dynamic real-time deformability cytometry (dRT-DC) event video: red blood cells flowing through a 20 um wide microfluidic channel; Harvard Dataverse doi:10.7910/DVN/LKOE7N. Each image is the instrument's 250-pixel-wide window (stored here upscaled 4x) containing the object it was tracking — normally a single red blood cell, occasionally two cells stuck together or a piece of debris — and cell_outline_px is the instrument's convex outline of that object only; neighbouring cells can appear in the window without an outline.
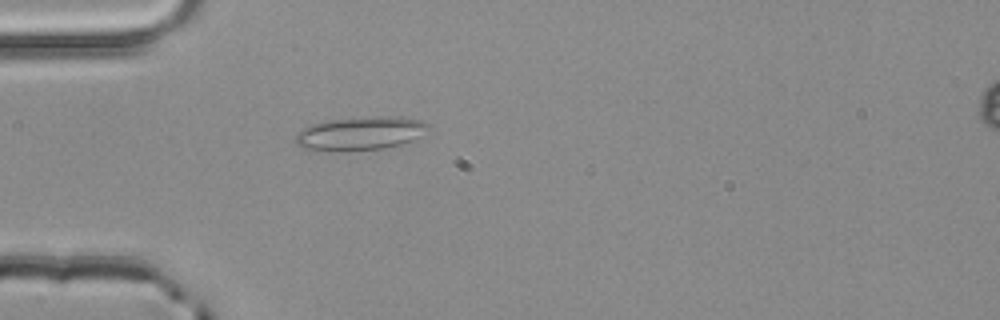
{"species": "common noctule bat (a hibernating species)", "species_latin": "Nyctalus noctula", "temperature_condition": "room temperature", "stored_images_in_passage": 1, "camera_frame_rate_fps": 3000, "um_per_image_px": 0.085, "animal": {"sex": "male", "body_mass_g": 20.4}, "frame": {"image": 1, "passage_image": 1, "time_ms": 0.0, "image_size_px": [1000, 320], "cell_outline_px": [[432, 128], [428, 136], [400, 144], [384, 148], [348, 152], [328, 152], [300, 148], [296, 144], [296, 132], [312, 124], [328, 120], [360, 116], [404, 116], [424, 120], [432, 124]], "centroid_in_image_um": [30.74, 11.34], "position_along_channel_um": 54.3, "area_um2": 27.4}}